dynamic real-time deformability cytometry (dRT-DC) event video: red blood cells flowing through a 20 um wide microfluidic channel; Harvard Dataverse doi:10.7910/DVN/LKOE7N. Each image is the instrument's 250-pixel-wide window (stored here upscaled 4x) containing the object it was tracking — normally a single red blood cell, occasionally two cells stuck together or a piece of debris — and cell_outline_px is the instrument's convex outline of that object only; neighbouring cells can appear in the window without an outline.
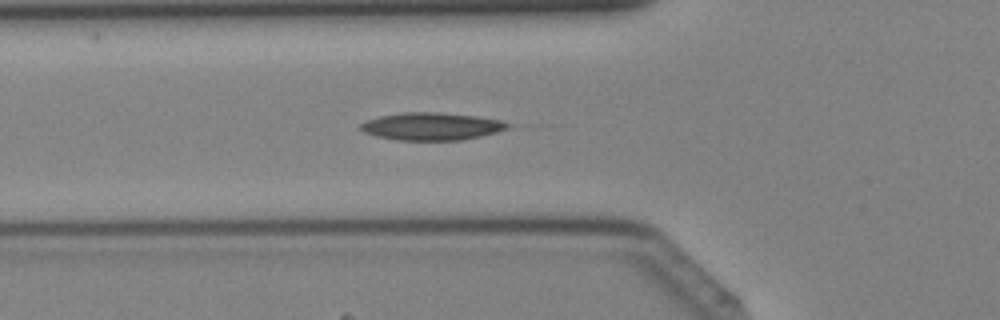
{"species": "Egyptian fruit bat (a non-hibernating species)", "species_latin": "Rousettus aegyptiacus", "temperature_condition": "cold", "stored_images_in_passage": 33, "camera_frame_rate_fps": 3000, "um_per_image_px": 0.085, "animal": {"sex": "female"}, "frame": {"image": 1, "passage_image": 9, "time_ms": 2.667, "image_size_px": [1000, 320], "cell_outline_px": [[512, 124], [508, 128], [496, 132], [480, 136], [460, 140], [396, 140], [376, 136], [364, 132], [360, 128], [360, 124], [368, 120], [380, 116], [404, 112], [440, 112], [476, 116], [504, 120]], "centroid_in_image_um": [36.71, 10.73], "position_along_channel_um": 89.1, "area_um2": 23.64}}
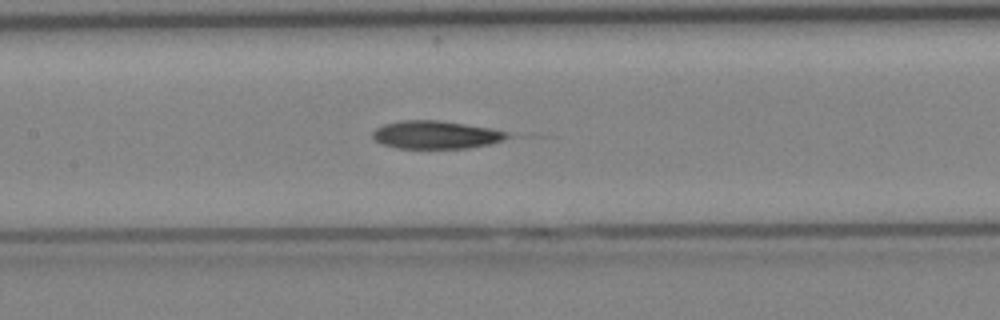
{"frame": {"image": 2, "passage_image": 14, "time_ms": 4.333, "image_size_px": [1000, 320], "cell_outline_px": [[512, 136], [504, 140], [488, 144], [468, 148], [396, 148], [384, 144], [376, 140], [372, 136], [372, 132], [376, 128], [384, 124], [400, 120], [440, 120], [492, 128], [508, 132]], "centroid_in_image_um": [37.08, 11.45], "position_along_channel_um": 170.3, "area_um2": 22.02}}
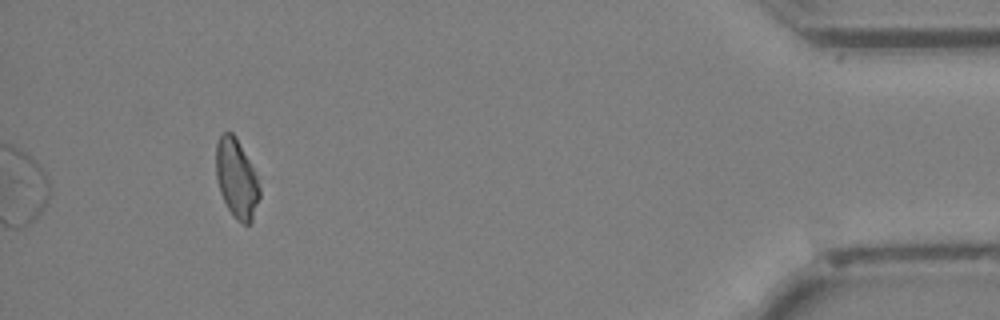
{"frame": {"image": 3, "passage_image": 33, "time_ms": 10.667, "image_size_px": [1000, 320], "cell_outline_px": [[260, 196], [252, 220], [248, 224], [244, 224], [236, 220], [232, 216], [220, 192], [216, 176], [216, 144], [220, 136], [224, 132], [232, 132], [236, 136], [256, 176], [260, 188]], "centroid_in_image_um": [20.09, 15.19], "position_along_channel_um": 415.1, "area_um2": 19.83}}